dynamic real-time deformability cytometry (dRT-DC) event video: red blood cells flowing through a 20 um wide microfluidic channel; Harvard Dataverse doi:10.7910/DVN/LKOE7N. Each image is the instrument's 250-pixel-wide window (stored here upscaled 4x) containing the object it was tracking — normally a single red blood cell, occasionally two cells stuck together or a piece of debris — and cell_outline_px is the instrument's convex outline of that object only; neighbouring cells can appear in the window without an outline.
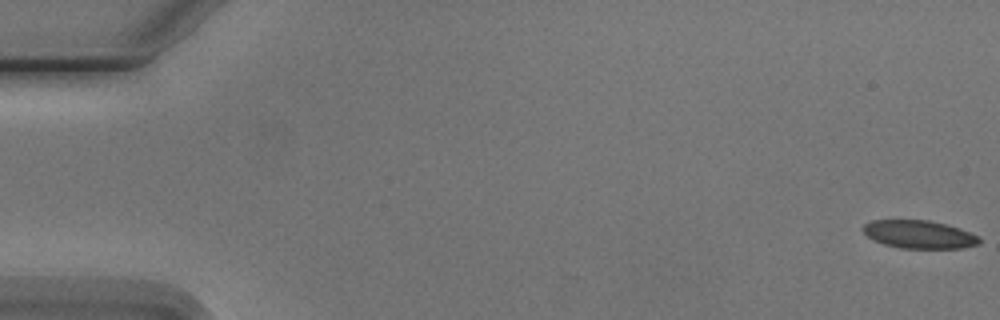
{"species": "Egyptian fruit bat (a non-hibernating species)", "species_latin": "Rousettus aegyptiacus", "temperature_condition": "cold", "stored_images_in_passage": 4, "camera_frame_rate_fps": 3000, "um_per_image_px": 0.085, "animal": {"sex": "male"}, "frame": {"image": 1, "passage_image": 1, "time_ms": 0.0, "image_size_px": [1000, 320], "cell_outline_px": [[980, 244], [964, 248], [900, 248], [884, 244], [868, 236], [860, 228], [864, 224], [872, 220], [928, 220], [960, 228], [980, 236]], "centroid_in_image_um": [78.15, 19.92], "position_along_channel_um": 6.8, "area_um2": 19.02}}